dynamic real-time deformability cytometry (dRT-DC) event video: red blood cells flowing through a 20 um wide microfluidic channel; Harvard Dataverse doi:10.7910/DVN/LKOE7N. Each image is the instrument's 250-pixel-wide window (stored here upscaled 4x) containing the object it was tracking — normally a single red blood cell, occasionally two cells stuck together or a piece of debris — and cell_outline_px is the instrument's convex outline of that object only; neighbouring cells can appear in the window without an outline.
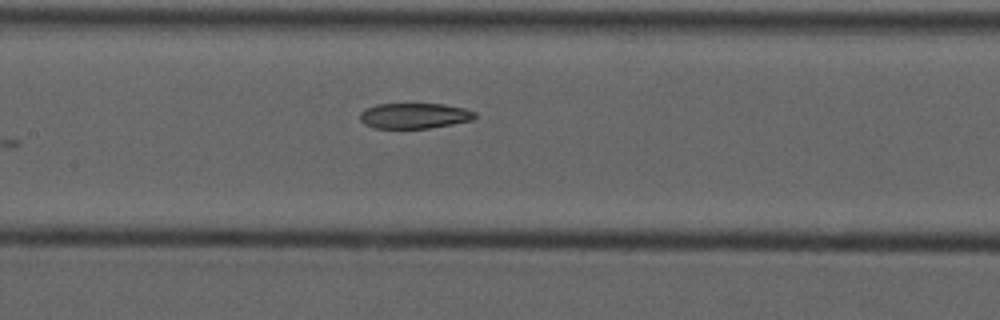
{"species": "common noctule bat (a hibernating species)", "species_latin": "Nyctalus noctula", "temperature_condition": "cold", "stored_images_in_passage": 8, "camera_frame_rate_fps": 3000, "um_per_image_px": 0.085, "animal": {"sex": "male", "forearm_length_mm": 52.5}, "frame": {"image": 1, "passage_image": 8, "time_ms": 9.0, "image_size_px": [1000, 320], "cell_outline_px": [[476, 116], [472, 120], [452, 124], [428, 128], [372, 128], [364, 124], [360, 120], [360, 112], [364, 108], [376, 104], [444, 104], [464, 108], [476, 112]], "centroid_in_image_um": [35.19, 9.83], "position_along_channel_um": 172.2, "area_um2": 17.17}}